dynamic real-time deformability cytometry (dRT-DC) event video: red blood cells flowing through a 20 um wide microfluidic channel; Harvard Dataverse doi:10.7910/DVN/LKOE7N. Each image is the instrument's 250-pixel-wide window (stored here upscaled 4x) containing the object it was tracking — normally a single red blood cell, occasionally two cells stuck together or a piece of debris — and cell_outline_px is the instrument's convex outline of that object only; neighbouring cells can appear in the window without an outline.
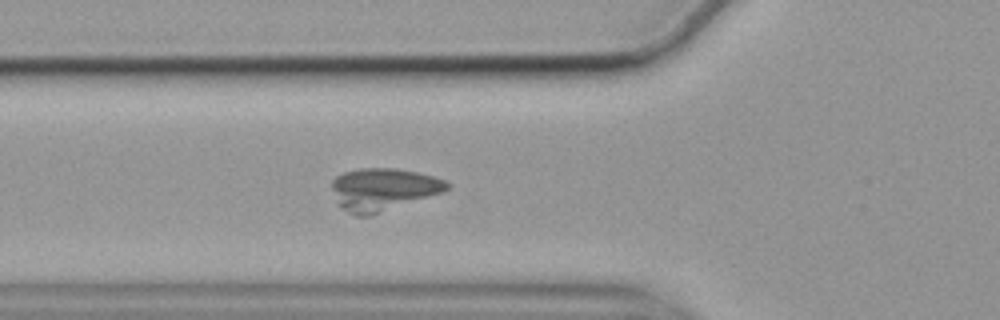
{"species": "common noctule bat (a hibernating species)", "species_latin": "Nyctalus noctula", "temperature_condition": "cold", "stored_images_in_passage": 59, "segment_of_instrument_passage": [2, 2], "camera_frame_rate_fps": 3000, "um_per_image_px": 0.085, "animal": {"sex": "female", "body_mass_g": 19.9}, "frame": {"image": 1, "passage_image": 19, "time_ms": 6.0, "image_size_px": [1000, 320], "cell_outline_px": [[448, 188], [440, 192], [368, 216], [356, 216], [340, 208], [332, 188], [332, 180], [336, 176], [344, 172], [360, 168], [396, 168], [416, 172], [432, 176], [444, 180], [448, 184]], "centroid_in_image_um": [32.49, 16.08], "position_along_channel_um": 93.3, "area_um2": 27.86}}
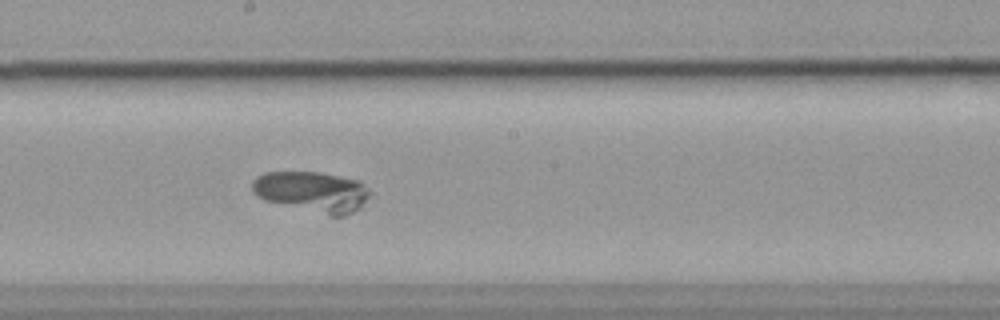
{"frame": {"image": 2, "passage_image": 30, "time_ms": 9.667, "image_size_px": [1000, 320], "cell_outline_px": [[372, 192], [360, 208], [344, 216], [328, 216], [264, 200], [256, 196], [252, 192], [252, 180], [256, 176], [264, 172], [320, 172], [360, 180]], "centroid_in_image_um": [26.53, 16.3], "position_along_channel_um": 221.7, "area_um2": 28.26}}
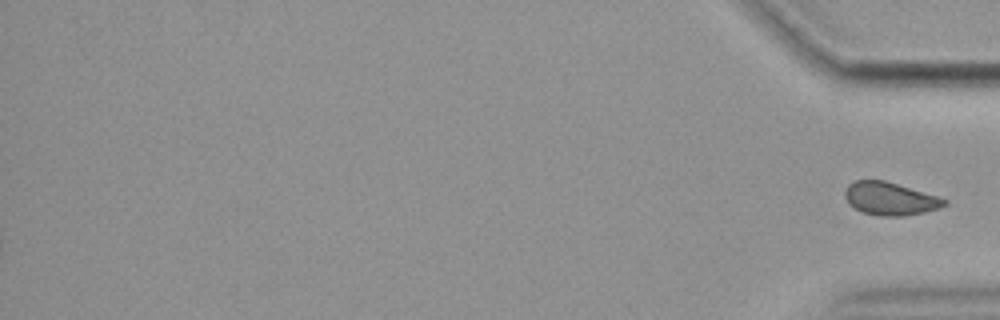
{"frame": {"image": 3, "passage_image": 59, "time_ms": 19.333, "image_size_px": [1000, 320], "cell_outline_px": [[948, 204], [940, 208], [924, 212], [904, 216], [880, 216], [864, 212], [852, 208], [848, 204], [844, 196], [844, 192], [848, 184], [856, 180], [884, 180], [936, 196], [948, 200]], "centroid_in_image_um": [75.62, 16.9], "position_along_channel_um": 359.6, "area_um2": 19.07}}